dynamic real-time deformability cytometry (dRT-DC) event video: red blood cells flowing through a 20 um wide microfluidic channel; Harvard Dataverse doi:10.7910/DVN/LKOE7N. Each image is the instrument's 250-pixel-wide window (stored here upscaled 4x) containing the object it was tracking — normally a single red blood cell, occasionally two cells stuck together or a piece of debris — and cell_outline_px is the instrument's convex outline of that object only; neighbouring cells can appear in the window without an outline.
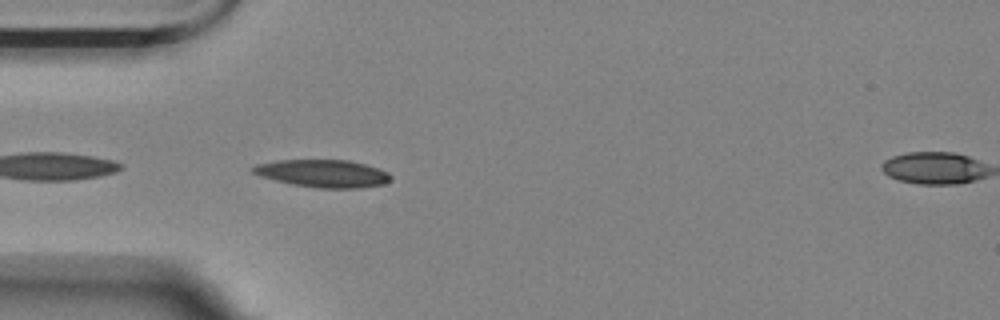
{"species": "Egyptian fruit bat (a non-hibernating species)", "species_latin": "Rousettus aegyptiacus", "temperature_condition": "room temperature", "stored_images_in_passage": 3, "camera_frame_rate_fps": 3000, "um_per_image_px": 0.085, "animal": {"sex": "female"}, "frame": {"image": 1, "passage_image": 2, "time_ms": 0.333, "image_size_px": [1000, 320], "cell_outline_px": [[392, 180], [384, 184], [360, 188], [320, 188], [292, 184], [260, 176], [252, 172], [252, 168], [256, 164], [276, 160], [348, 160], [380, 168], [388, 172], [392, 176]], "centroid_in_image_um": [27.49, 14.74], "position_along_channel_um": 57.5, "area_um2": 22.2}}